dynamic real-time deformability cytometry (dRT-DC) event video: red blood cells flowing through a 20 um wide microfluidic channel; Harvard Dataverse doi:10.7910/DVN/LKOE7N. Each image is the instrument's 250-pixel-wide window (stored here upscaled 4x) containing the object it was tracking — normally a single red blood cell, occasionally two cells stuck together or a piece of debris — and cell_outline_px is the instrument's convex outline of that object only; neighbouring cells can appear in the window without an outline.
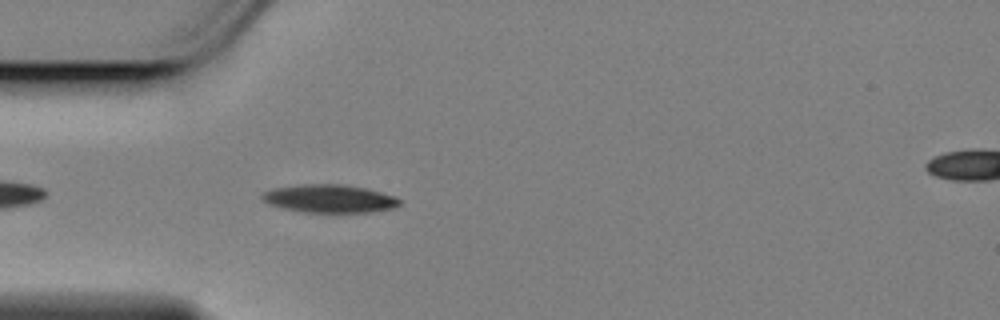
{"species": "Egyptian fruit bat (a non-hibernating species)", "species_latin": "Rousettus aegyptiacus", "temperature_condition": "cold", "stored_images_in_passage": 46, "camera_frame_rate_fps": 3000, "um_per_image_px": 0.085, "animal": {"sex": "female"}, "frame": {"image": 1, "passage_image": 4, "time_ms": 1.0, "image_size_px": [1000, 320], "cell_outline_px": [[400, 204], [396, 208], [368, 212], [336, 216], [304, 212], [280, 208], [268, 204], [260, 196], [264, 192], [272, 188], [300, 184], [344, 184], [364, 188], [396, 196], [400, 200]], "centroid_in_image_um": [28.01, 16.93], "position_along_channel_um": 57.0, "area_um2": 23.52}}
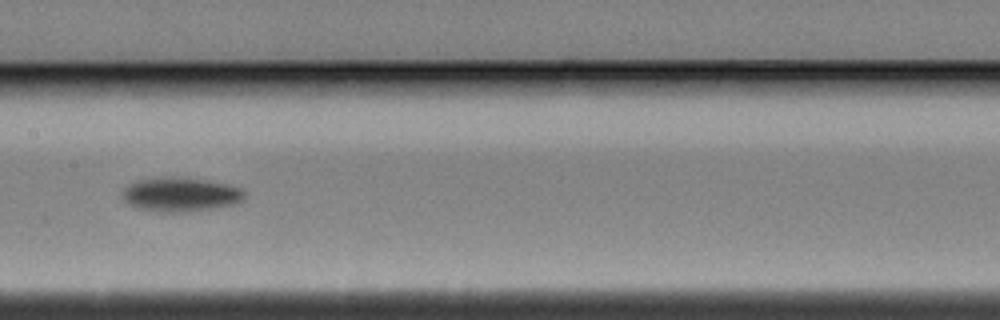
{"frame": {"image": 2, "passage_image": 16, "time_ms": 5.0, "image_size_px": [1000, 320], "cell_outline_px": [[244, 200], [236, 204], [216, 208], [188, 212], [160, 212], [140, 208], [128, 204], [124, 200], [124, 188], [128, 184], [136, 180], [164, 176], [188, 176], [228, 184], [240, 188], [244, 192]], "centroid_in_image_um": [15.38, 16.51], "position_along_channel_um": 192.0, "area_um2": 24.8}}
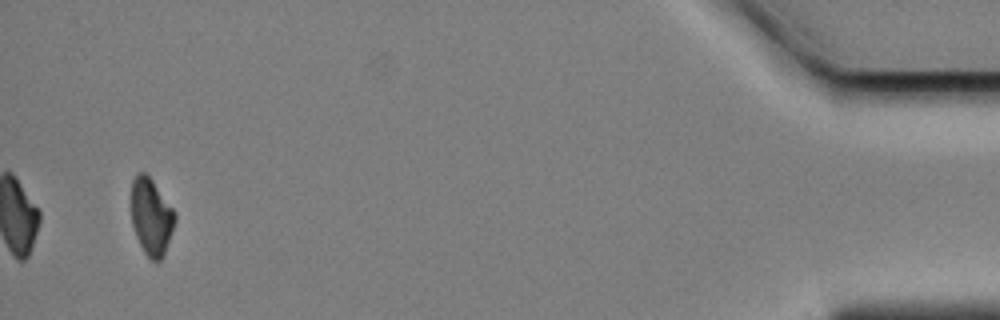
{"frame": {"image": 3, "passage_image": 43, "time_ms": 14.0, "image_size_px": [1000, 320], "cell_outline_px": [[176, 220], [164, 256], [156, 264], [144, 252], [136, 236], [132, 224], [132, 180], [140, 172], [144, 172], [152, 180], [176, 212]], "centroid_in_image_um": [12.88, 18.46], "position_along_channel_um": 422.3, "area_um2": 19.48}}